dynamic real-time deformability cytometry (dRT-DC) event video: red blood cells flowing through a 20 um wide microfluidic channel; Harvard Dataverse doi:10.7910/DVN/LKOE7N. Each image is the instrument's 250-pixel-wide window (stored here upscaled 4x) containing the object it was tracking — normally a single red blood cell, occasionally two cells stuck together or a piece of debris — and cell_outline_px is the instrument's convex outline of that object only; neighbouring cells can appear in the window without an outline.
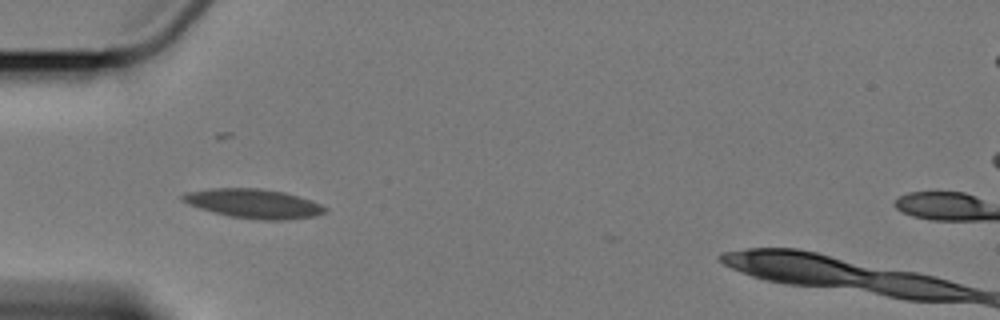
{"species": "Egyptian fruit bat (a non-hibernating species)", "species_latin": "Rousettus aegyptiacus", "temperature_condition": "cold", "stored_images_in_passage": 7, "camera_frame_rate_fps": 3000, "um_per_image_px": 0.085, "animal": {"sex": "female"}, "frame": {"image": 1, "passage_image": 5, "time_ms": 4.667, "image_size_px": [1000, 320], "cell_outline_px": [[328, 208], [324, 212], [316, 216], [288, 220], [260, 220], [228, 216], [212, 212], [188, 204], [180, 200], [180, 196], [188, 192], [212, 188], [256, 188], [284, 192], [320, 204]], "centroid_in_image_um": [21.53, 17.32], "position_along_channel_um": 63.5, "area_um2": 24.16}}
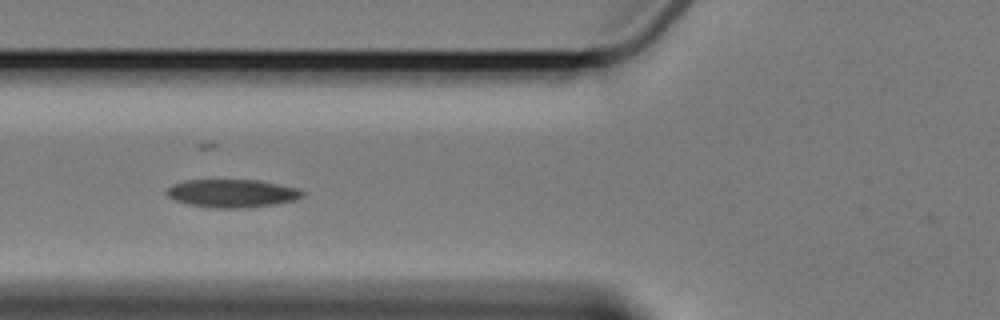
{"frame": {"image": 2, "passage_image": 6, "time_ms": 6.0, "image_size_px": [1000, 320], "cell_outline_px": [[304, 196], [296, 200], [276, 204], [248, 208], [204, 208], [188, 204], [176, 200], [168, 196], [164, 192], [172, 184], [188, 180], [260, 180], [296, 188], [304, 192]], "centroid_in_image_um": [19.72, 16.44], "position_along_channel_um": 106.1, "area_um2": 22.43}}
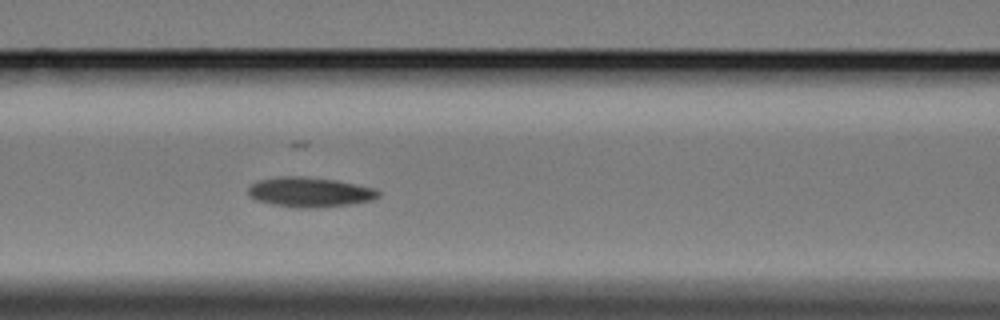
{"frame": {"image": 3, "passage_image": 7, "time_ms": 7.0, "image_size_px": [1000, 320], "cell_outline_px": [[380, 196], [372, 200], [352, 204], [316, 208], [300, 208], [272, 204], [256, 200], [248, 192], [248, 188], [252, 184], [260, 180], [280, 176], [304, 176], [336, 180], [376, 188], [380, 192]], "centroid_in_image_um": [26.38, 16.33], "position_along_channel_um": 140.2, "area_um2": 22.66}}